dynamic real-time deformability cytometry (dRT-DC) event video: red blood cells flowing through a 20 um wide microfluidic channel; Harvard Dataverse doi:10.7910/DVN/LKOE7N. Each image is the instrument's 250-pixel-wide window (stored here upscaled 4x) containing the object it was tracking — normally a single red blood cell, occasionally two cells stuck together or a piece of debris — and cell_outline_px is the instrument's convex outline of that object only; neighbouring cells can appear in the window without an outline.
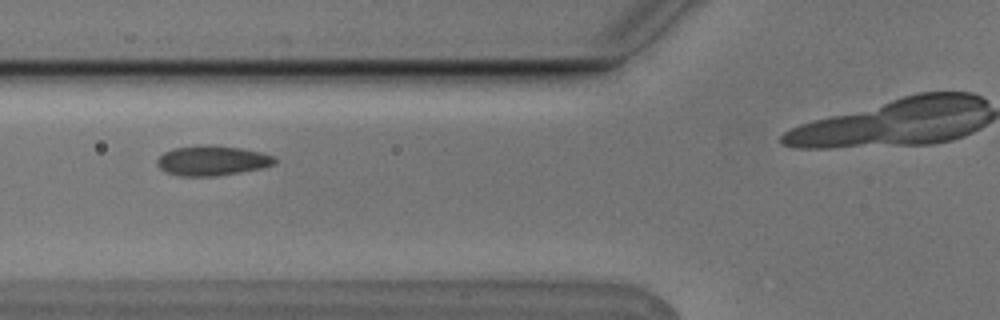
{"species": "Egyptian fruit bat (a non-hibernating species)", "species_latin": "Rousettus aegyptiacus", "temperature_condition": "cold", "stored_images_in_passage": 6, "camera_frame_rate_fps": 3000, "um_per_image_px": 0.085, "animal": {"sex": "male"}, "frame": {"image": 1, "passage_image": 4, "time_ms": 1.0, "image_size_px": [1000, 320], "cell_outline_px": [[276, 164], [260, 168], [240, 172], [216, 176], [180, 176], [164, 172], [156, 164], [156, 160], [164, 152], [172, 148], [200, 144], [212, 144], [240, 148], [260, 152], [272, 156], [276, 160]], "centroid_in_image_um": [17.98, 13.64], "position_along_channel_um": 107.8, "area_um2": 20.69}}
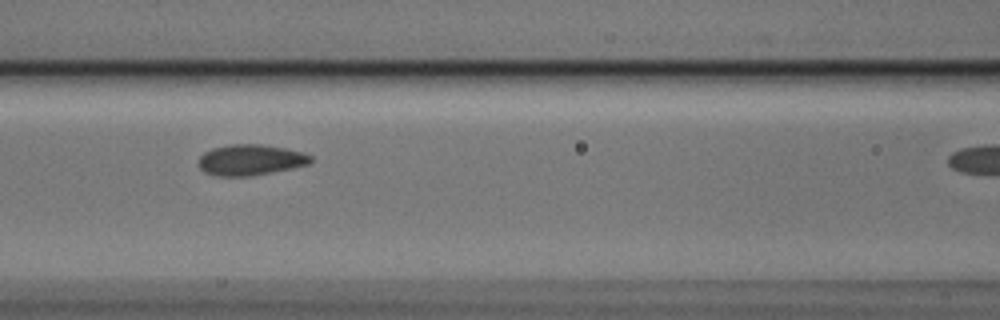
{"frame": {"image": 2, "passage_image": 5, "time_ms": 1.333, "image_size_px": [1000, 320], "cell_outline_px": [[312, 160], [308, 164], [292, 168], [252, 176], [216, 176], [204, 172], [200, 168], [200, 156], [204, 152], [212, 148], [228, 144], [260, 144], [284, 148], [304, 152], [312, 156]], "centroid_in_image_um": [21.29, 13.59], "position_along_channel_um": 145.3, "area_um2": 20.17}}